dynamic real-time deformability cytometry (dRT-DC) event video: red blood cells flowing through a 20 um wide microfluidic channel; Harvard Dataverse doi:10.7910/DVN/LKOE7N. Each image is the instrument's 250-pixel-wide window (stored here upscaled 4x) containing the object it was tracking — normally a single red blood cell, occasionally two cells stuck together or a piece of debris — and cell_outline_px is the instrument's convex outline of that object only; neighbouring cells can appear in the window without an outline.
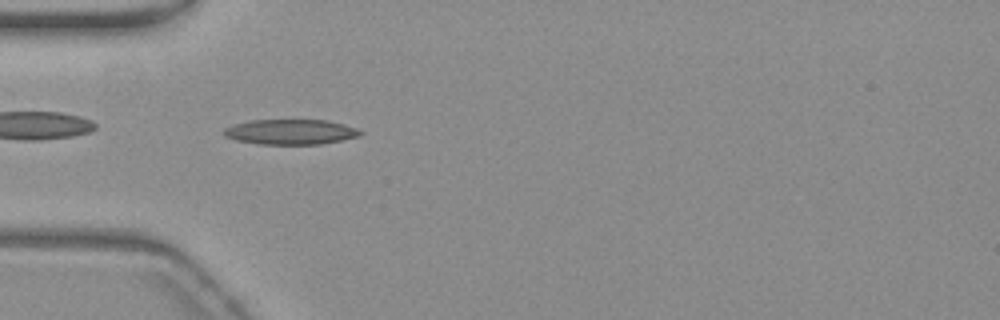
{"species": "common noctule bat (a hibernating species)", "species_latin": "Nyctalus noctula", "temperature_condition": "warm", "stored_images_in_passage": 41, "camera_frame_rate_fps": 3000, "um_per_image_px": 0.085, "animal": {"sex": "female", "body_mass_g": 19.3, "forearm_length_mm": 54.1}, "frame": {"image": 1, "passage_image": 2, "time_ms": 0.333, "image_size_px": [1000, 320], "cell_outline_px": [[364, 132], [360, 136], [320, 144], [260, 144], [236, 140], [224, 136], [224, 128], [236, 124], [252, 120], [324, 120], [356, 128]], "centroid_in_image_um": [24.69, 11.21], "position_along_channel_um": 60.3, "area_um2": 19.71}}
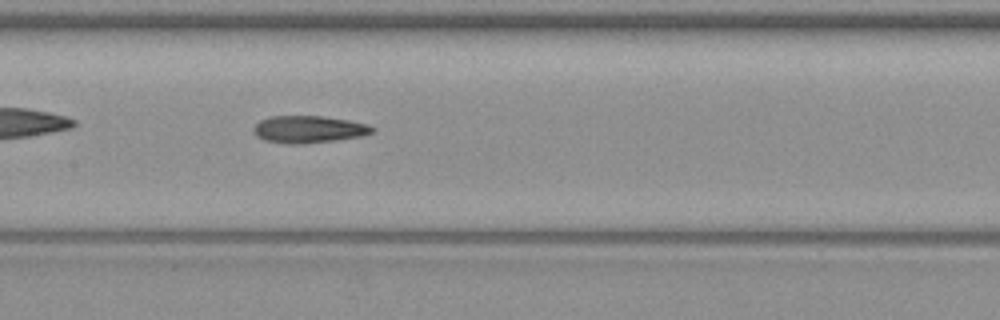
{"frame": {"image": 2, "passage_image": 12, "time_ms": 3.667, "image_size_px": [1000, 320], "cell_outline_px": [[376, 128], [372, 132], [360, 136], [336, 140], [304, 144], [292, 144], [264, 140], [256, 136], [252, 132], [252, 128], [260, 120], [272, 116], [320, 116], [348, 120], [368, 124]], "centroid_in_image_um": [26.21, 10.99], "position_along_channel_um": 181.2, "area_um2": 18.79}}
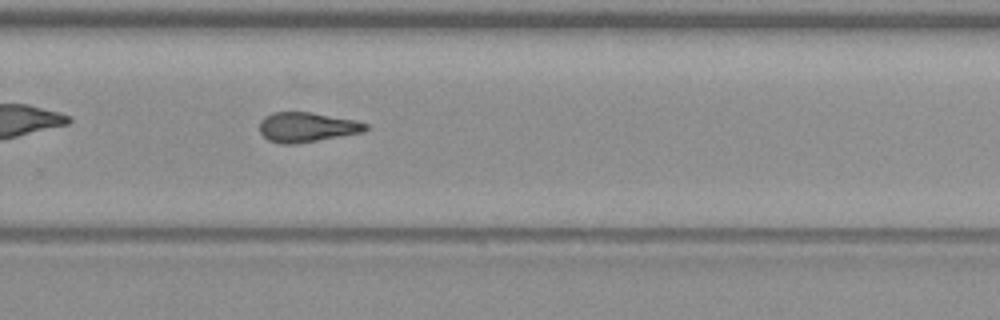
{"frame": {"image": 3, "passage_image": 22, "time_ms": 7.0, "image_size_px": [1000, 320], "cell_outline_px": [[368, 128], [364, 132], [296, 144], [280, 144], [268, 140], [260, 132], [260, 120], [264, 116], [272, 112], [312, 112], [352, 120], [368, 124]], "centroid_in_image_um": [26.05, 10.81], "position_along_channel_um": 303.8, "area_um2": 18.38}, "authors_computed_cell_mechanics": {"area_um2": 18.7272, "velocity_mm_per_s": 3.6891, "shape_relaxation_time_tau1_ms": null, "shape_relaxation_time_tau2_ms": 3.7033, "deformation_change_tau1": null, "deformation_change_tau2": 0.13}}